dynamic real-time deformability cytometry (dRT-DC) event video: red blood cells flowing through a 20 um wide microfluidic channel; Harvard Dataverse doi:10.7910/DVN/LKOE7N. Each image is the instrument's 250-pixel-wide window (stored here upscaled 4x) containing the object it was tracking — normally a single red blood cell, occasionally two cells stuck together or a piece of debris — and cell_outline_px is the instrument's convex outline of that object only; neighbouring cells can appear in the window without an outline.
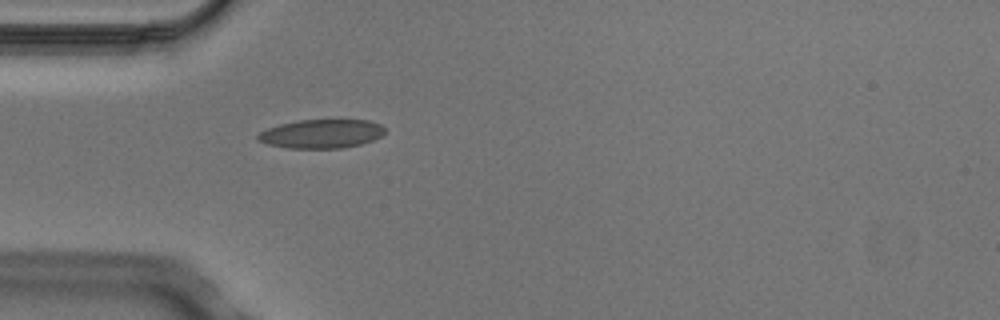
{"species": "Egyptian fruit bat (a non-hibernating species)", "species_latin": "Rousettus aegyptiacus", "temperature_condition": "cold", "stored_images_in_passage": 2, "camera_frame_rate_fps": 3000, "um_per_image_px": 0.085, "animal": {"sex": "male"}, "frame": {"image": 1, "passage_image": 2, "time_ms": 0.333, "image_size_px": [1000, 320], "cell_outline_px": [[384, 132], [380, 136], [372, 140], [360, 144], [344, 148], [288, 148], [268, 144], [256, 140], [256, 136], [260, 132], [268, 128], [280, 124], [296, 120], [368, 120], [380, 124], [384, 128]], "centroid_in_image_um": [27.29, 11.37], "position_along_channel_um": 57.7, "area_um2": 21.27}}